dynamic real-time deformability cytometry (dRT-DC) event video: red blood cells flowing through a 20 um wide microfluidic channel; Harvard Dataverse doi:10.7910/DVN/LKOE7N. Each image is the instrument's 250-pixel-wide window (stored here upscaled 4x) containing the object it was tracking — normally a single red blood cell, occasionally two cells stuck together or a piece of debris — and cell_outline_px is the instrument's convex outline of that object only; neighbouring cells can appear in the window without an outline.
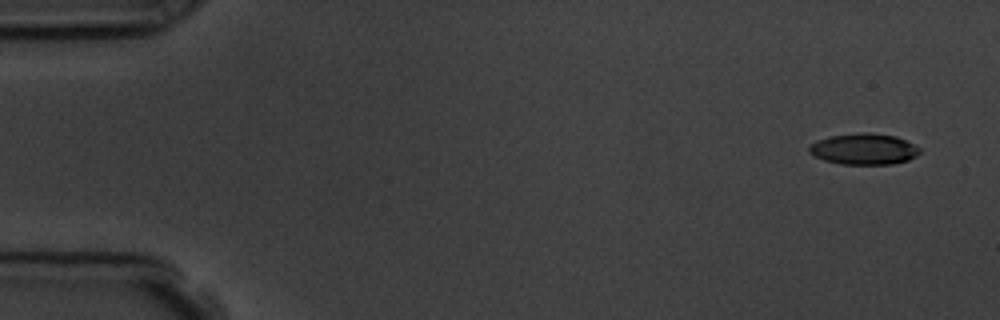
{"species": "common noctule bat (a hibernating species)", "species_latin": "Nyctalus noctula", "temperature_condition": "room temperature", "stored_images_in_passage": 6, "camera_frame_rate_fps": 3000, "um_per_image_px": 0.085, "animal": {"sex": "male", "body_mass_g": 19.5, "forearm_length_mm": 54.6}, "frame": {"image": 1, "passage_image": 1, "time_ms": 0.0, "image_size_px": [1000, 320], "cell_outline_px": [[920, 152], [916, 156], [908, 160], [892, 164], [840, 164], [824, 160], [808, 152], [808, 148], [816, 140], [832, 136], [860, 132], [868, 132], [896, 136], [920, 148]], "centroid_in_image_um": [73.43, 12.67], "position_along_channel_um": 11.6, "area_um2": 19.94}}